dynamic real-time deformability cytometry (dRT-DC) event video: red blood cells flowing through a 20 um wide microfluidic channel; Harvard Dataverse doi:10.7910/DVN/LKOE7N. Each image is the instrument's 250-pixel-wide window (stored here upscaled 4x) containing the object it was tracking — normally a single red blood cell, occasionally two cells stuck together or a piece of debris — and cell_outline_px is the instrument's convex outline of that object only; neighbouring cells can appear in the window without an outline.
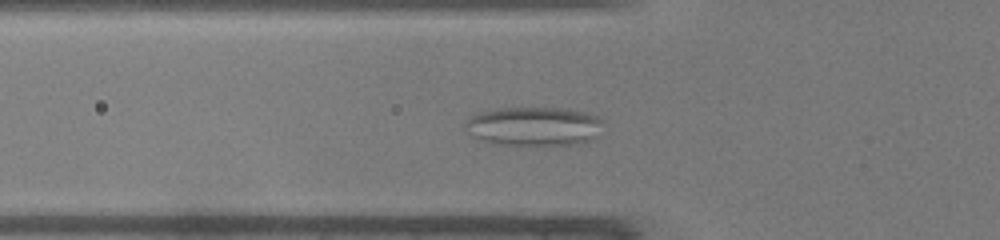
{"species": "common noctule bat (a hibernating species)", "species_latin": "Nyctalus noctula", "temperature_condition": "warm", "stored_images_in_passage": 37, "camera_frame_rate_fps": 3000, "um_per_image_px": 0.085, "animal": {"sex": "male", "body_mass_g": 19.0, "forearm_length_mm": 50.8}, "frame": {"image": 1, "passage_image": 12, "time_ms": 3.667, "image_size_px": [1000, 240], "cell_outline_px": [[604, 120], [596, 136], [592, 140], [576, 144], [492, 144], [480, 140], [472, 136], [464, 128], [464, 124], [472, 116], [480, 112], [496, 108], [572, 108], [588, 112]], "centroid_in_image_um": [45.39, 10.72], "position_along_channel_um": 80.4, "area_um2": 31.44}}
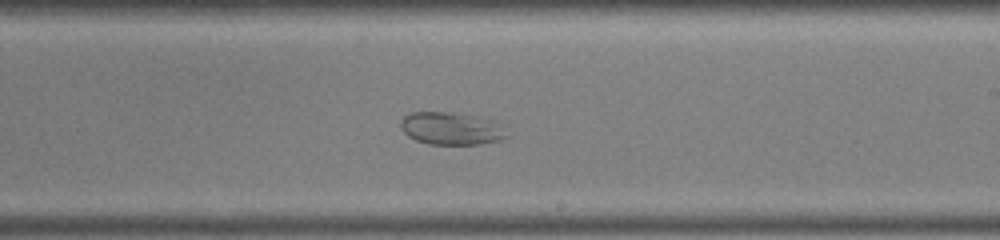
{"frame": {"image": 2, "passage_image": 24, "time_ms": 7.667, "image_size_px": [1000, 240], "cell_outline_px": [[508, 136], [500, 140], [480, 144], [428, 144], [416, 140], [408, 136], [400, 128], [400, 120], [404, 116], [412, 112], [444, 112], [472, 116], [492, 120]], "centroid_in_image_um": [38.27, 10.93], "position_along_channel_um": 250.7, "area_um2": 19.71}}
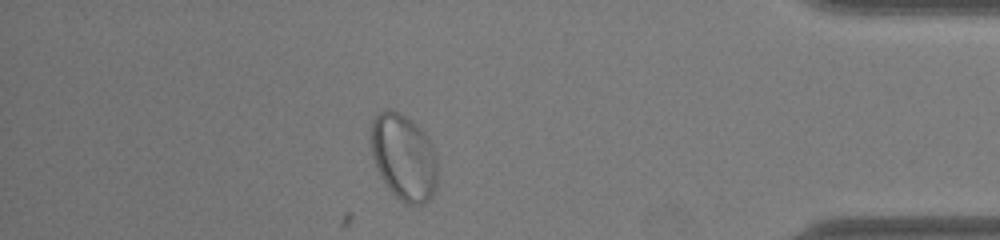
{"frame": {"image": 3, "passage_image": 37, "time_ms": 12.0, "image_size_px": [1000, 240], "cell_outline_px": [[436, 184], [432, 196], [424, 204], [404, 204], [388, 188], [372, 156], [368, 132], [372, 116], [376, 112], [384, 108], [388, 108], [412, 120], [424, 132], [432, 144], [436, 152]], "centroid_in_image_um": [34.28, 13.3], "position_along_channel_um": 400.9, "area_um2": 33.93}}